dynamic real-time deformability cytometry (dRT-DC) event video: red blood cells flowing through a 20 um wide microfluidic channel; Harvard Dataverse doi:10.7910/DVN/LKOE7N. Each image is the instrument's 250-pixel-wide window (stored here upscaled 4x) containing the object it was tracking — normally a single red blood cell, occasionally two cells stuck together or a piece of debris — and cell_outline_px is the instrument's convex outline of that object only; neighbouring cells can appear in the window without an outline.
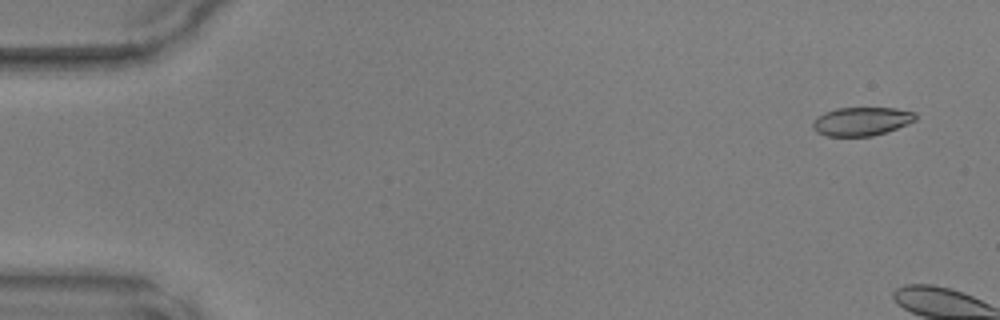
{"species": "common noctule bat (a hibernating species)", "species_latin": "Nyctalus noctula", "temperature_condition": "warm", "stored_images_in_passage": 7, "camera_frame_rate_fps": 3000, "um_per_image_px": 0.085, "animal": {"sex": "male", "body_mass_g": 17.9, "forearm_length_mm": 54.2}, "frame": {"image": 1, "passage_image": 3, "time_ms": 0.667, "image_size_px": [1000, 320], "cell_outline_px": [[916, 120], [908, 124], [872, 136], [828, 136], [816, 132], [812, 128], [812, 124], [824, 112], [836, 108], [896, 108], [916, 112]], "centroid_in_image_um": [73.25, 10.31], "position_along_channel_um": 11.8, "area_um2": 16.99}}